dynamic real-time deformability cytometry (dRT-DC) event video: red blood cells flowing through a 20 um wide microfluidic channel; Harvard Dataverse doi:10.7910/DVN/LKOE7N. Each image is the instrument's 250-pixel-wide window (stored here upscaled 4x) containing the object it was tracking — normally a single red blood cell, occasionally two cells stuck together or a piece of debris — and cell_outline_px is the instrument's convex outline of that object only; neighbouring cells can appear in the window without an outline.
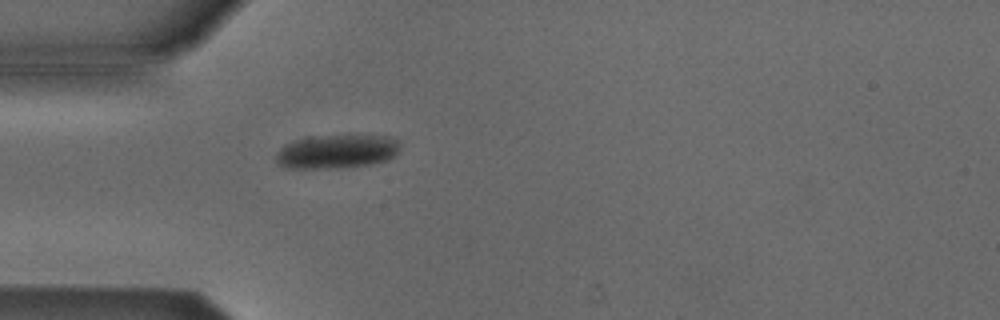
{"species": "Egyptian fruit bat (a non-hibernating species)", "species_latin": "Rousettus aegyptiacus", "temperature_condition": "cold", "stored_images_in_passage": 1, "camera_frame_rate_fps": 3000, "um_per_image_px": 0.085, "animal": {"sex": "male"}, "frame": {"image": 1, "passage_image": 1, "time_ms": 0.0, "image_size_px": [1000, 320], "cell_outline_px": [[400, 148], [388, 160], [368, 164], [344, 168], [284, 168], [276, 164], [276, 152], [284, 144], [296, 140], [312, 136], [348, 132], [388, 136], [400, 140]], "centroid_in_image_um": [28.63, 12.83], "position_along_channel_um": 56.4, "area_um2": 25.61}}